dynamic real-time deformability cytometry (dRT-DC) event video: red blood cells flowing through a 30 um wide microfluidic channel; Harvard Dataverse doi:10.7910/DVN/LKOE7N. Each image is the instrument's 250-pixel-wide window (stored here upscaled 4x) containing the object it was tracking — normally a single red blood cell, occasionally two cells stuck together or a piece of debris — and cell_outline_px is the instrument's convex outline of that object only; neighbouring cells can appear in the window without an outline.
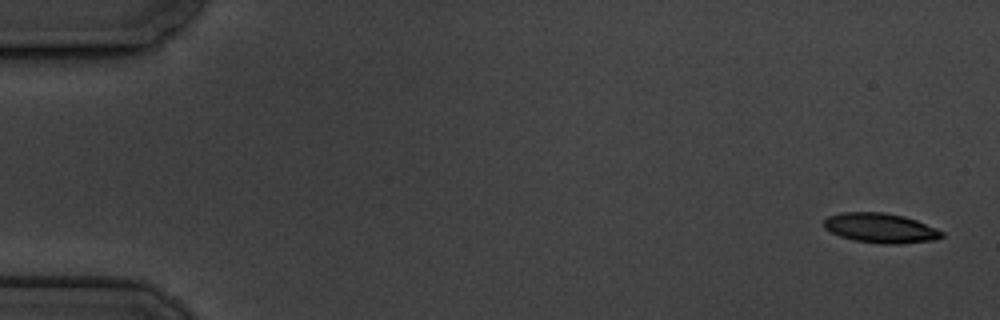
{"species": "common noctule bat (a hibernating species)", "species_latin": "Nyctalus noctula", "temperature_condition": "cold", "stored_images_in_passage": 6, "segment_of_instrument_passage": [1, 2], "camera_frame_rate_fps": 3000, "um_per_image_px": 0.085, "animal": {"sex": "male", "body_mass_g": 19.5, "forearm_length_mm": 54.6}, "frame": {"image": 1, "passage_image": 1, "time_ms": 0.0, "image_size_px": [1000, 320], "cell_outline_px": [[944, 236], [936, 240], [900, 244], [880, 244], [856, 240], [840, 236], [824, 228], [824, 220], [828, 216], [840, 212], [884, 212], [904, 216], [916, 220], [936, 228], [944, 232]], "centroid_in_image_um": [74.87, 19.38], "position_along_channel_um": 10.1, "area_um2": 20.52}}
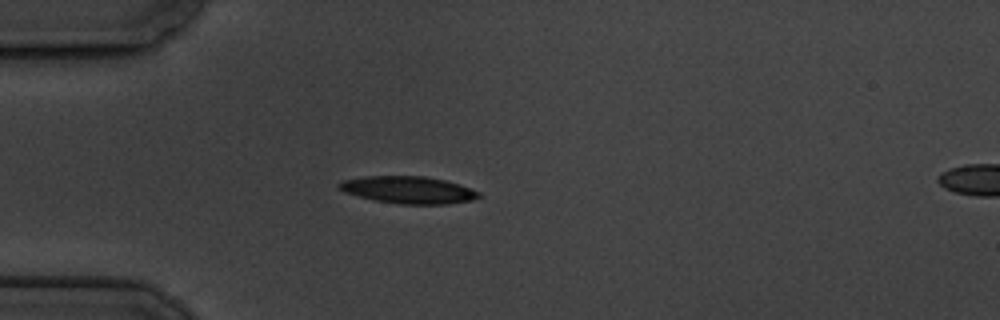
{"frame": {"image": 2, "passage_image": 5, "time_ms": 4.667, "image_size_px": [1000, 320], "cell_outline_px": [[480, 196], [472, 200], [448, 204], [400, 204], [376, 200], [344, 192], [336, 184], [344, 180], [364, 176], [424, 176], [444, 180], [460, 184], [480, 192]], "centroid_in_image_um": [34.73, 16.14], "position_along_channel_um": 50.3, "area_um2": 21.96}}